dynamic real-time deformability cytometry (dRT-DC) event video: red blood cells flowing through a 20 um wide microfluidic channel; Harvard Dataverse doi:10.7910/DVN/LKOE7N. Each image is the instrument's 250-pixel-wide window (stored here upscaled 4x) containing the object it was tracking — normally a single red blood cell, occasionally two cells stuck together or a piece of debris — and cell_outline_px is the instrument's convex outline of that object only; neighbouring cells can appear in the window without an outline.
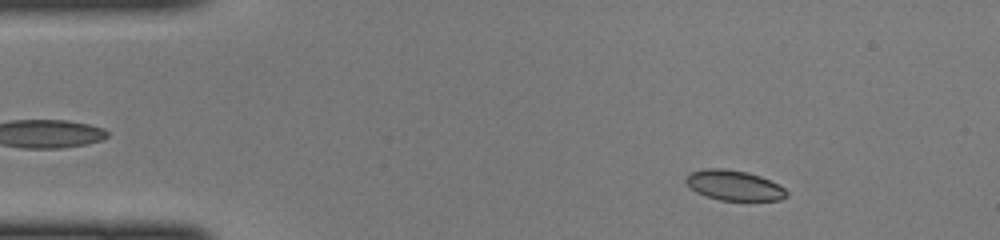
{"species": "common noctule bat (a hibernating species)", "species_latin": "Nyctalus noctula", "temperature_condition": "cold", "stored_images_in_passage": 46, "camera_frame_rate_fps": 3000, "um_per_image_px": 0.085, "animal": {"sex": "female", "body_mass_g": 22.0, "forearm_length_mm": 56.7}, "frame": {"image": 1, "passage_image": 6, "time_ms": 1.667, "image_size_px": [1000, 240], "cell_outline_px": [[788, 196], [780, 200], [720, 200], [704, 196], [696, 192], [684, 180], [684, 176], [692, 172], [704, 168], [724, 168], [748, 172], [760, 176], [784, 188], [788, 192]], "centroid_in_image_um": [62.36, 15.75], "position_along_channel_um": 22.6, "area_um2": 17.69}}
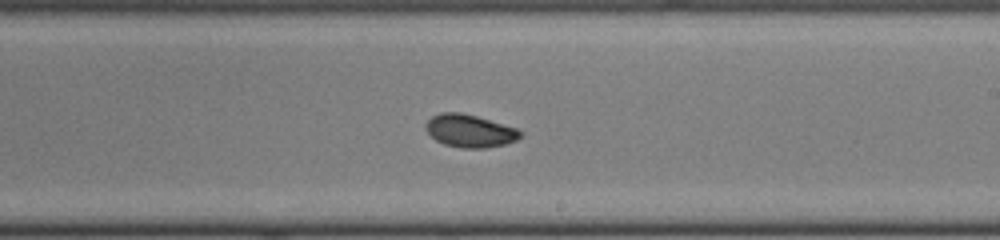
{"frame": {"image": 2, "passage_image": 27, "time_ms": 8.667, "image_size_px": [1000, 240], "cell_outline_px": [[524, 136], [516, 140], [504, 144], [484, 148], [460, 148], [444, 144], [436, 140], [424, 128], [424, 124], [432, 116], [440, 112], [460, 112], [476, 116], [516, 128], [524, 132]], "centroid_in_image_um": [39.93, 11.12], "position_along_channel_um": 249.1, "area_um2": 18.09}}
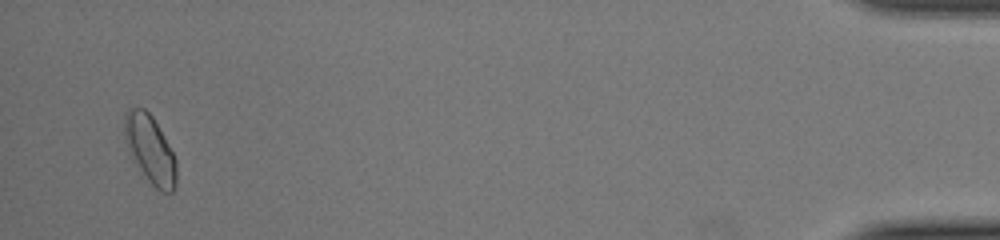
{"frame": {"image": 3, "passage_image": 45, "time_ms": 14.667, "image_size_px": [1000, 240], "cell_outline_px": [[176, 184], [172, 192], [160, 192], [136, 168], [128, 152], [124, 140], [124, 112], [128, 108], [144, 108], [152, 116], [164, 136], [176, 160]], "centroid_in_image_um": [12.72, 12.7], "position_along_channel_um": 422.5, "area_um2": 20.87}}